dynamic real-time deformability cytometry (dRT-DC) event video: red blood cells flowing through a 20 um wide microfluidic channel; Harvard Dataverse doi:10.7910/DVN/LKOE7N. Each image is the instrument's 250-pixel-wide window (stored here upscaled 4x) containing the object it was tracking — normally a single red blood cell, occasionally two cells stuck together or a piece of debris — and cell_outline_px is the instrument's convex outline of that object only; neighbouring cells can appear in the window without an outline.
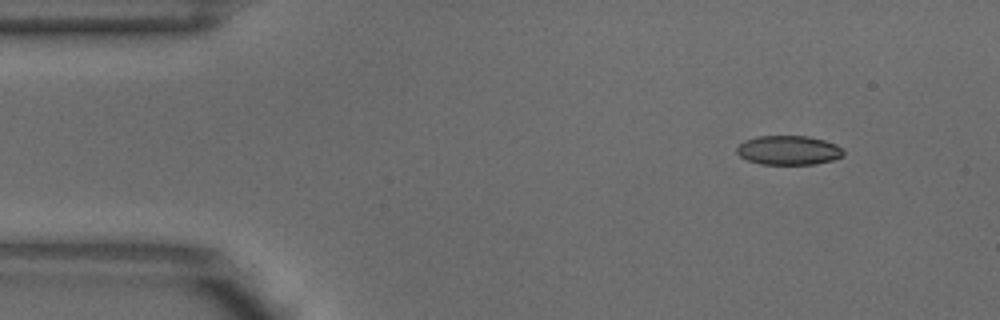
{"species": "common noctule bat (a hibernating species)", "species_latin": "Nyctalus noctula", "temperature_condition": "warm", "stored_images_in_passage": 4, "segment_of_instrument_passage": [1, 2], "camera_frame_rate_fps": 3000, "um_per_image_px": 0.085, "animal": {"sex": "male", "body_mass_g": 18.8}, "frame": {"image": 1, "passage_image": 1, "time_ms": 0.0, "image_size_px": [1000, 320], "cell_outline_px": [[844, 156], [832, 160], [816, 164], [760, 164], [748, 160], [740, 156], [736, 152], [736, 148], [744, 140], [756, 136], [808, 136], [824, 140], [836, 144], [844, 152]], "centroid_in_image_um": [67.02, 12.77], "position_along_channel_um": 18.0, "area_um2": 18.21}}